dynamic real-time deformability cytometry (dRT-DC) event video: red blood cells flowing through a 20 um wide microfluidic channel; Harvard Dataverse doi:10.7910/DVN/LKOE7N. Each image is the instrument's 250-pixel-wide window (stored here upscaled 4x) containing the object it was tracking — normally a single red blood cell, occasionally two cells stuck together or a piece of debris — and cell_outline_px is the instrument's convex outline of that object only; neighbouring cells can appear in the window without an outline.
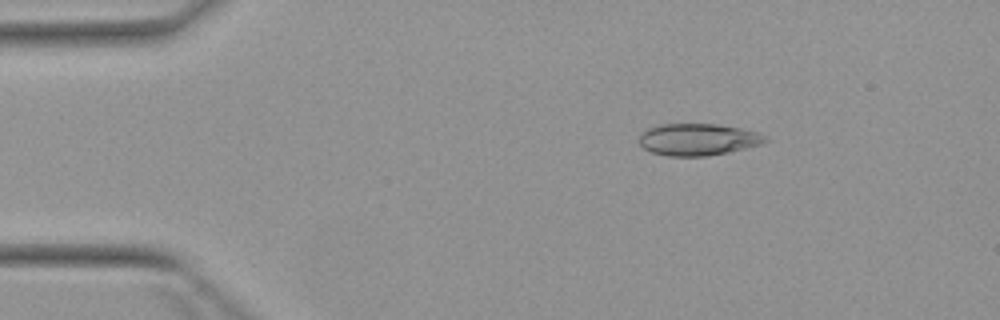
{"species": "Egyptian fruit bat (a non-hibernating species)", "species_latin": "Rousettus aegyptiacus", "temperature_condition": "warm", "stored_images_in_passage": 5, "camera_frame_rate_fps": 3000, "um_per_image_px": 0.085, "animal": {"sex": "female"}, "frame": {"image": 1, "passage_image": 3, "time_ms": 2.333, "image_size_px": [1000, 320], "cell_outline_px": [[768, 140], [760, 144], [728, 152], [704, 156], [668, 156], [652, 152], [644, 148], [640, 144], [640, 132], [648, 128], [664, 124], [716, 124], [740, 128], [756, 132], [764, 136]], "centroid_in_image_um": [59.29, 11.85], "position_along_channel_um": 25.7, "area_um2": 23.12}}